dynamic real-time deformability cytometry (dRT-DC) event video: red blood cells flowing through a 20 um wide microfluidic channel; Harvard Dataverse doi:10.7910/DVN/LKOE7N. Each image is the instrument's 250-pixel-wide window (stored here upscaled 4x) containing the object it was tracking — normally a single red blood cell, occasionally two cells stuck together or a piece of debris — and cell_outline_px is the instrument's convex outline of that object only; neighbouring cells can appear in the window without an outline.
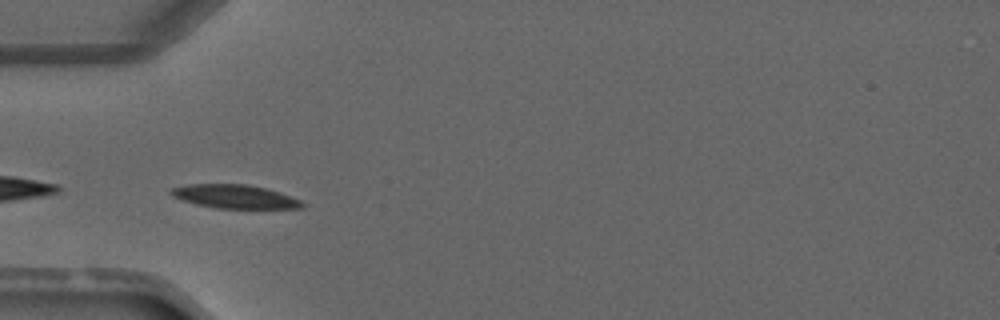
{"species": "common noctule bat (a hibernating species)", "species_latin": "Nyctalus noctula", "temperature_condition": "warm", "stored_images_in_passage": 3, "camera_frame_rate_fps": 3000, "um_per_image_px": 0.085, "animal": {"sex": "male", "forearm_length_mm": 52.5}, "frame": {"image": 1, "passage_image": 3, "time_ms": 2.333, "image_size_px": [1000, 320], "cell_outline_px": [[308, 204], [304, 208], [216, 208], [196, 204], [172, 196], [168, 192], [172, 188], [188, 184], [248, 184], [264, 188], [300, 200]], "centroid_in_image_um": [19.94, 16.71], "position_along_channel_um": 65.1, "area_um2": 17.86}}